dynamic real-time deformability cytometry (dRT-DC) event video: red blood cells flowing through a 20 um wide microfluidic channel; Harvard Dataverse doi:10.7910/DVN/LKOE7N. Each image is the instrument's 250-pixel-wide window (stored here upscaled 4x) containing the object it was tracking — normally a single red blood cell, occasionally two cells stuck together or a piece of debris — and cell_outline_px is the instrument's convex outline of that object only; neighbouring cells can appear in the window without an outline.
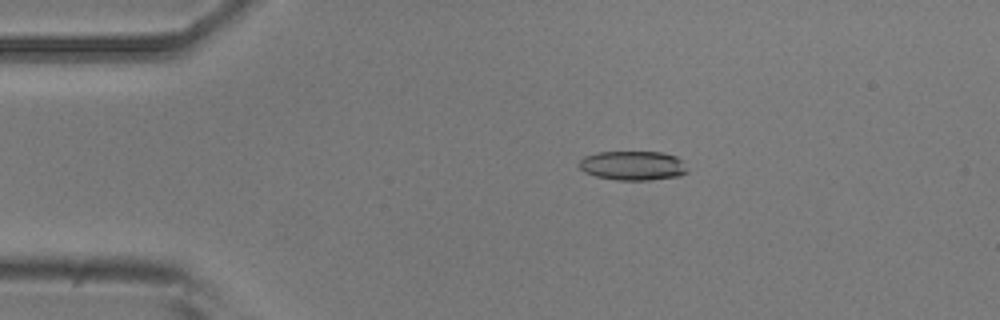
{"species": "common noctule bat (a hibernating species)", "species_latin": "Nyctalus noctula", "temperature_condition": "room temperature", "stored_images_in_passage": 6, "camera_frame_rate_fps": 3000, "um_per_image_px": 0.085, "animal": {"sex": "male", "body_mass_g": 20.5, "forearm_length_mm": 52.5}, "frame": {"image": 1, "passage_image": 4, "time_ms": 3.333, "image_size_px": [1000, 320], "cell_outline_px": [[688, 172], [680, 176], [648, 180], [616, 180], [596, 176], [584, 172], [580, 168], [580, 160], [584, 156], [596, 152], [664, 152], [676, 156], [684, 160], [688, 168]], "centroid_in_image_um": [53.84, 14.07], "position_along_channel_um": 31.2, "area_um2": 18.73}}
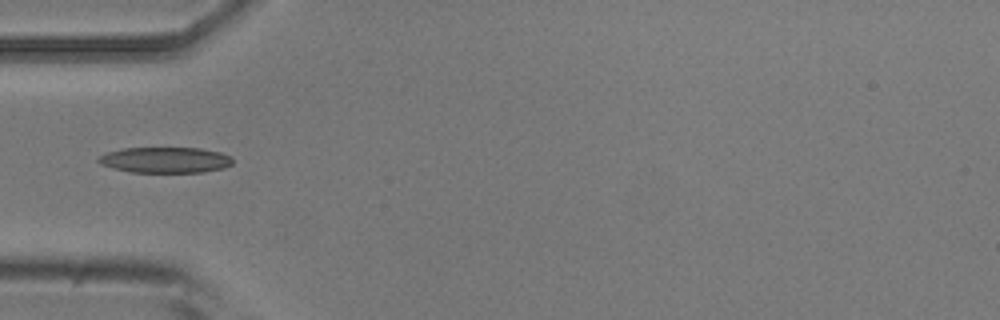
{"frame": {"image": 2, "passage_image": 6, "time_ms": 5.667, "image_size_px": [1000, 320], "cell_outline_px": [[232, 164], [224, 168], [204, 172], [132, 172], [100, 164], [96, 160], [96, 156], [108, 152], [124, 148], [200, 148], [220, 152], [232, 156]], "centroid_in_image_um": [14.06, 13.59], "position_along_channel_um": 70.9, "area_um2": 20.17}}